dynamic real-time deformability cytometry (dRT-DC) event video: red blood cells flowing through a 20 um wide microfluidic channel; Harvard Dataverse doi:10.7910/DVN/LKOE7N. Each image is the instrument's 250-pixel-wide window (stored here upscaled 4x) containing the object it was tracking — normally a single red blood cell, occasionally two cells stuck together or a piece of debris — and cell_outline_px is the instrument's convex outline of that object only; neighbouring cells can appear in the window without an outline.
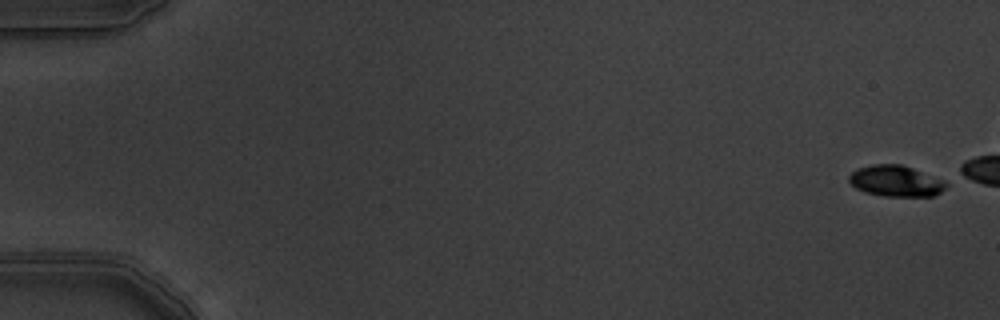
{"species": "common noctule bat (a hibernating species)", "species_latin": "Nyctalus noctula", "temperature_condition": "warm", "stored_images_in_passage": 8, "camera_frame_rate_fps": 3000, "um_per_image_px": 0.085, "animal": {"sex": "male", "body_mass_g": 19.5, "forearm_length_mm": 54.6}, "frame": {"image": 1, "passage_image": 1, "time_ms": 0.0, "image_size_px": [1000, 320], "cell_outline_px": [[948, 184], [940, 192], [932, 196], [884, 196], [864, 192], [856, 188], [848, 180], [848, 176], [856, 168], [872, 164], [900, 164], [912, 168], [944, 180]], "centroid_in_image_um": [76.11, 15.38], "position_along_channel_um": 8.9, "area_um2": 17.51}}
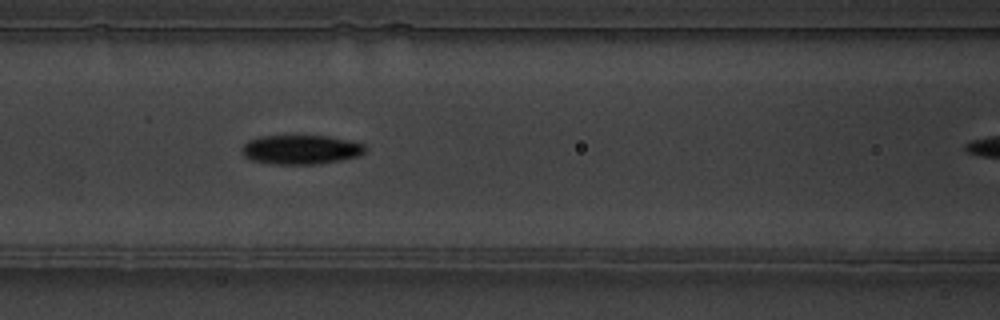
{"frame": {"image": 2, "passage_image": 7, "time_ms": 2.0, "image_size_px": [1000, 320], "cell_outline_px": [[368, 148], [360, 156], [340, 160], [316, 164], [272, 164], [252, 160], [244, 156], [244, 144], [248, 140], [260, 136], [328, 136], [364, 144]], "centroid_in_image_um": [25.6, 12.72], "position_along_channel_um": 141.0, "area_um2": 20.87}}